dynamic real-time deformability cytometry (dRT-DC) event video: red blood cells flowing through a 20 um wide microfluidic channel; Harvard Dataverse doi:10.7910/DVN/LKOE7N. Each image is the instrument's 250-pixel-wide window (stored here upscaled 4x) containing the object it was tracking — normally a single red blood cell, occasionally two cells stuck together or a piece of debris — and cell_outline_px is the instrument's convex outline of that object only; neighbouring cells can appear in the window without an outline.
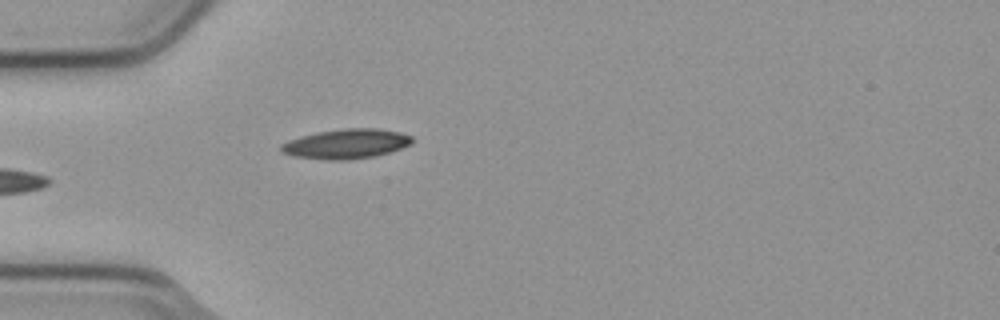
{"species": "common noctule bat (a hibernating species)", "species_latin": "Nyctalus noctula", "temperature_condition": "cold", "stored_images_in_passage": 5, "camera_frame_rate_fps": 3000, "um_per_image_px": 0.085, "animal": {"sex": "male", "body_mass_g": 23.1, "forearm_length_mm": 52.7}, "frame": {"image": 1, "passage_image": 5, "time_ms": 1.333, "image_size_px": [1000, 320], "cell_outline_px": [[412, 144], [376, 156], [348, 160], [324, 160], [292, 156], [280, 152], [280, 144], [288, 140], [300, 136], [320, 132], [344, 128], [380, 128], [400, 132], [412, 136]], "centroid_in_image_um": [29.4, 12.23], "position_along_channel_um": 55.6, "area_um2": 22.83}}